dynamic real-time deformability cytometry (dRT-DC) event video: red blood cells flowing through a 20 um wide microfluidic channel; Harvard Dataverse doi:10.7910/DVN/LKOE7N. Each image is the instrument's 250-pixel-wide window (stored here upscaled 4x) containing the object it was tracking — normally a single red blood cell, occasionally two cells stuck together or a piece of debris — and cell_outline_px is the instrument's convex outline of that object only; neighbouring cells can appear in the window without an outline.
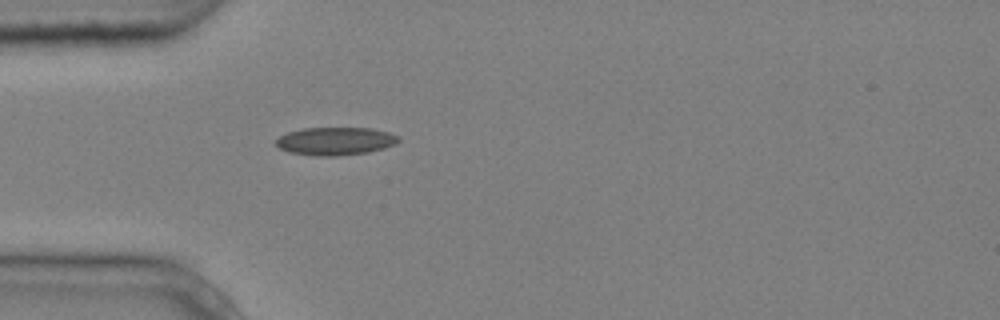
{"species": "common noctule bat (a hibernating species)", "species_latin": "Nyctalus noctula", "temperature_condition": "cold", "stored_images_in_passage": 1, "camera_frame_rate_fps": 3000, "um_per_image_px": 0.085, "animal": {"sex": "male", "body_mass_g": 20.4}, "frame": {"image": 1, "passage_image": 1, "time_ms": 0.0, "image_size_px": [1000, 320], "cell_outline_px": [[400, 140], [396, 144], [384, 148], [368, 152], [336, 156], [316, 156], [288, 152], [280, 148], [276, 144], [276, 140], [280, 136], [288, 132], [304, 128], [372, 128], [388, 132], [400, 136]], "centroid_in_image_um": [28.53, 12.0], "position_along_channel_um": 56.5, "area_um2": 20.0}}